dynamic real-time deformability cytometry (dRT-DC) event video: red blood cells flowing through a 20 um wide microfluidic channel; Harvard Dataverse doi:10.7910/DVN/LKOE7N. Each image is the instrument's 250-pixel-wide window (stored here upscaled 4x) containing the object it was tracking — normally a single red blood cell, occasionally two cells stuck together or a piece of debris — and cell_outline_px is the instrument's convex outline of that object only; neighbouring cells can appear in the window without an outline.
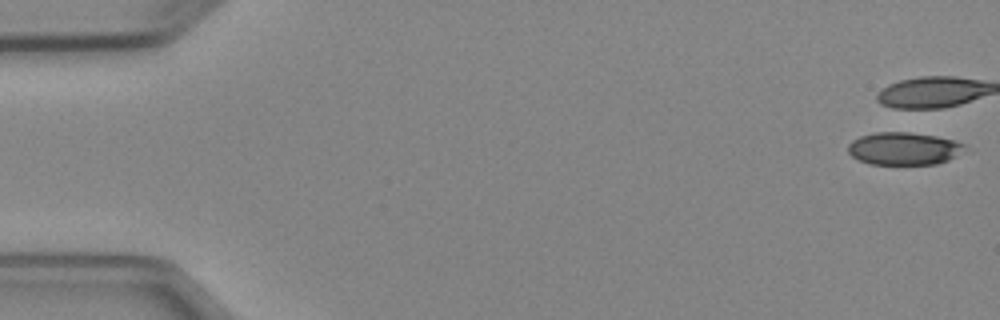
{"species": "Egyptian fruit bat (a non-hibernating species)", "species_latin": "Rousettus aegyptiacus", "temperature_condition": "cold", "stored_images_in_passage": 5, "segment_of_instrument_passage": [2, 2], "camera_frame_rate_fps": 3000, "um_per_image_px": 0.085, "animal": {"sex": "female"}, "frame": {"image": 1, "passage_image": 5, "time_ms": 5.667, "image_size_px": [1000, 320], "cell_outline_px": [[964, 144], [948, 160], [936, 164], [868, 164], [852, 156], [848, 152], [848, 144], [852, 140], [860, 136], [876, 132], [908, 132], [936, 136], [956, 140]], "centroid_in_image_um": [76.73, 12.62], "position_along_channel_um": 8.3, "area_um2": 21.79}}